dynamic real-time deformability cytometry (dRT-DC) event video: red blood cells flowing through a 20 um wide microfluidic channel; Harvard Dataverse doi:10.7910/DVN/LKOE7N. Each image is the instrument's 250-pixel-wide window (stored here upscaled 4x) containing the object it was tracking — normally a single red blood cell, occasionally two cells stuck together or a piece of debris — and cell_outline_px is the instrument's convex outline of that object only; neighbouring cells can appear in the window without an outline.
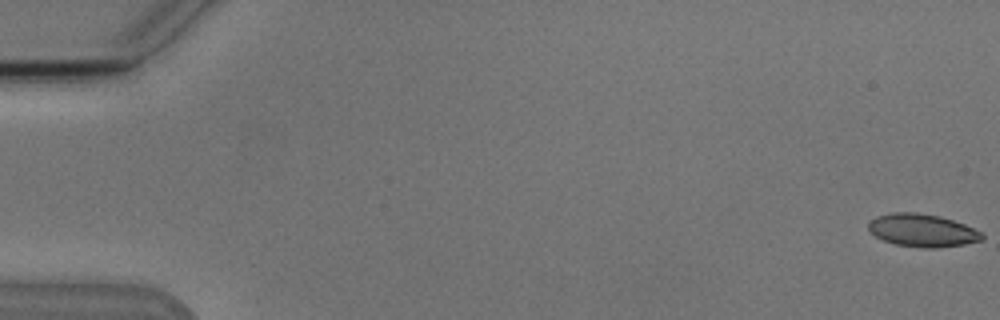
{"species": "Egyptian fruit bat (a non-hibernating species)", "species_latin": "Rousettus aegyptiacus", "temperature_condition": "cold", "stored_images_in_passage": 7, "camera_frame_rate_fps": 3000, "um_per_image_px": 0.085, "animal": {"sex": "male"}, "frame": {"image": 1, "passage_image": 1, "time_ms": 0.0, "image_size_px": [1000, 320], "cell_outline_px": [[984, 240], [964, 244], [936, 248], [924, 248], [896, 244], [884, 240], [876, 236], [868, 228], [868, 224], [876, 216], [892, 212], [916, 212], [940, 216], [964, 224], [980, 232], [984, 236]], "centroid_in_image_um": [78.41, 19.58], "position_along_channel_um": 6.6, "area_um2": 21.56}}
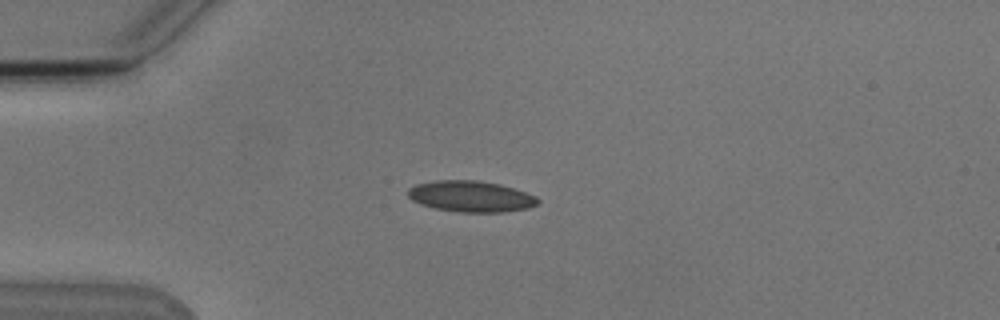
{"frame": {"image": 2, "passage_image": 5, "time_ms": 4.667, "image_size_px": [1000, 320], "cell_outline_px": [[540, 200], [536, 204], [528, 208], [504, 212], [460, 212], [436, 208], [420, 204], [412, 200], [408, 196], [408, 188], [416, 184], [436, 180], [476, 180], [500, 184], [536, 196]], "centroid_in_image_um": [40.0, 16.69], "position_along_channel_um": 45.0, "area_um2": 23.41}}